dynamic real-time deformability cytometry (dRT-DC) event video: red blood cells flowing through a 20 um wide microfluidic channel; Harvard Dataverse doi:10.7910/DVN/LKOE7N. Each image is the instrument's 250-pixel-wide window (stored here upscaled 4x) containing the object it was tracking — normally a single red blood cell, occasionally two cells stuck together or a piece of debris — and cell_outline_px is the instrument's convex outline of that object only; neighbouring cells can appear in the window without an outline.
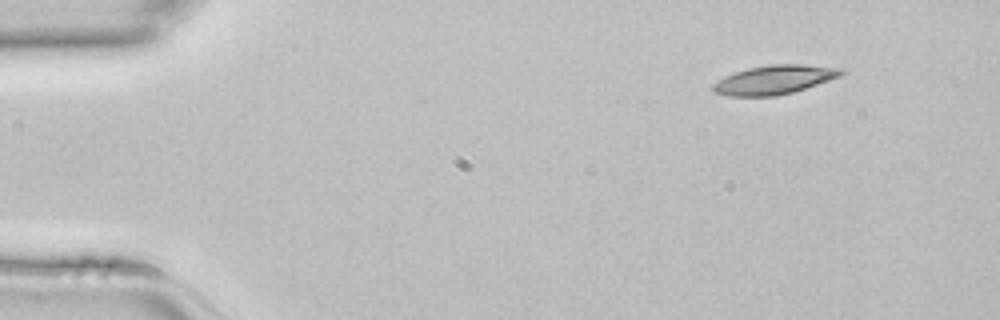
{"species": "common noctule bat (a hibernating species)", "species_latin": "Nyctalus noctula", "temperature_condition": "room temperature", "stored_images_in_passage": 41, "camera_frame_rate_fps": 3000, "um_per_image_px": 0.085, "animal": {"sex": "female", "body_mass_g": 22.7, "forearm_length_mm": 54.2}, "frame": {"image": 1, "passage_image": 1, "time_ms": 0.0, "image_size_px": [1000, 320], "cell_outline_px": [[844, 72], [840, 76], [792, 92], [776, 96], [728, 96], [716, 92], [712, 88], [712, 84], [724, 76], [748, 68], [772, 64], [800, 64], [840, 68]], "centroid_in_image_um": [65.78, 6.77], "position_along_channel_um": 19.2, "area_um2": 21.27}}
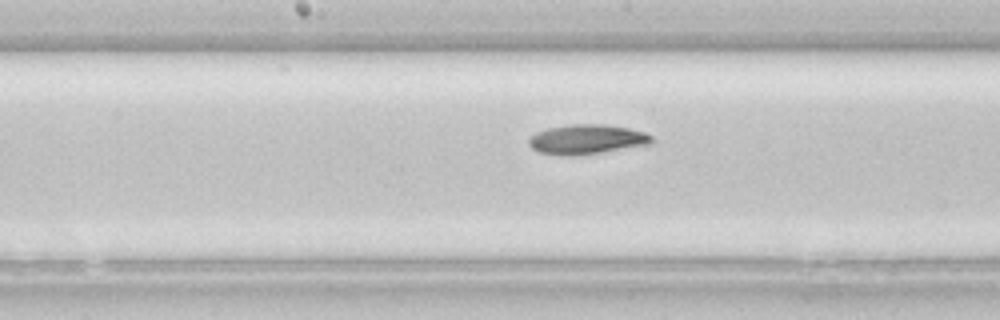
{"frame": {"image": 2, "passage_image": 19, "time_ms": 6.0, "image_size_px": [1000, 320], "cell_outline_px": [[656, 140], [652, 144], [576, 156], [568, 156], [540, 152], [532, 148], [528, 144], [528, 136], [536, 132], [548, 128], [572, 124], [604, 124], [628, 128], [644, 132], [652, 136]], "centroid_in_image_um": [49.89, 11.84], "position_along_channel_um": 198.3, "area_um2": 21.39}}
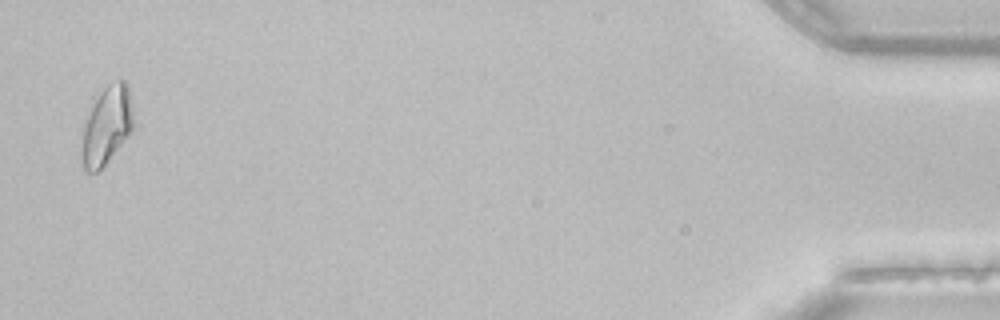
{"frame": {"image": 3, "passage_image": 40, "time_ms": 13.0, "image_size_px": [1000, 320], "cell_outline_px": [[132, 128], [128, 136], [108, 160], [96, 172], [88, 172], [84, 168], [80, 152], [80, 148], [84, 124], [88, 108], [96, 92], [108, 84], [120, 80], [124, 80], [128, 84], [132, 108]], "centroid_in_image_um": [9.02, 10.61], "position_along_channel_um": 426.2, "area_um2": 23.81}}